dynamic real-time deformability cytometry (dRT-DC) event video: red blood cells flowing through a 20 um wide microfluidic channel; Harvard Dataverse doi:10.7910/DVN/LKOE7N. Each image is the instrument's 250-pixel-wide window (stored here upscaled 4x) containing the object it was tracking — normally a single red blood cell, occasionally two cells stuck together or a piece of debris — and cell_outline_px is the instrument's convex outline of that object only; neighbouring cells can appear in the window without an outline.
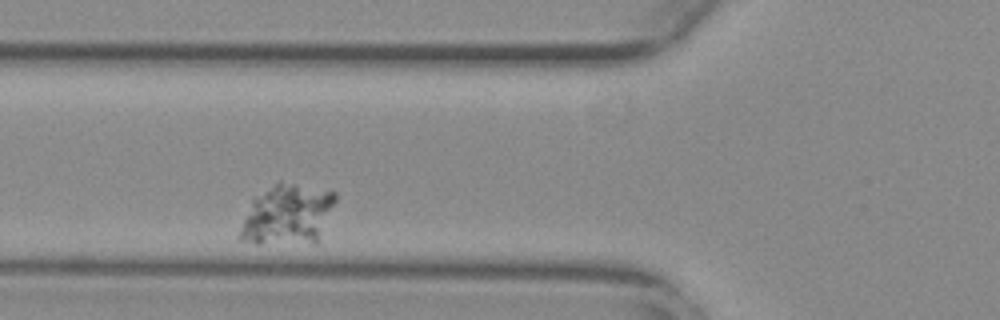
{"species": "common noctule bat (a hibernating species)", "species_latin": "Nyctalus noctula", "temperature_condition": "warm", "stored_images_in_passage": 32, "camera_frame_rate_fps": 3000, "um_per_image_px": 0.085, "animal": {"sex": "female", "body_mass_g": 29.2, "forearm_length_mm": 56.3}, "frame": {"image": 1, "passage_image": 5, "time_ms": 1.333, "image_size_px": [1000, 320], "cell_outline_px": [[336, 200], [316, 240], [260, 244], [256, 244], [240, 240], [236, 236], [252, 196], [280, 180], [336, 192]], "centroid_in_image_um": [24.32, 18.19], "position_along_channel_um": 101.5, "area_um2": 33.35}}
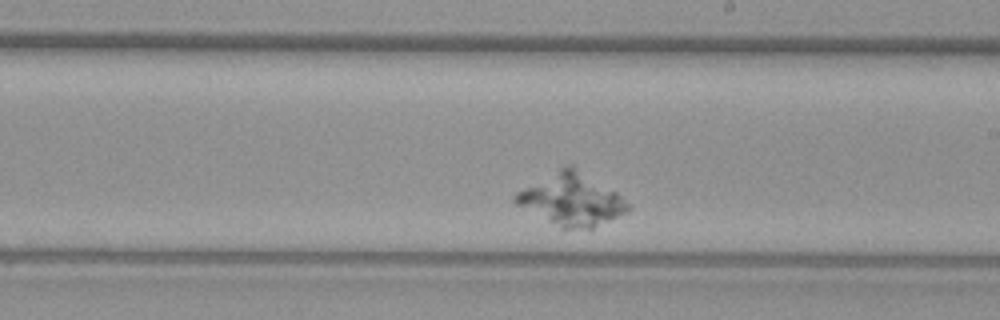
{"frame": {"image": 2, "passage_image": 18, "time_ms": 5.667, "image_size_px": [1000, 320], "cell_outline_px": [[632, 208], [628, 212], [592, 228], [560, 228], [516, 204], [512, 200], [512, 196], [516, 192], [564, 164], [572, 164], [616, 192], [632, 204]], "centroid_in_image_um": [48.59, 16.93], "position_along_channel_um": 240.4, "area_um2": 34.22}}
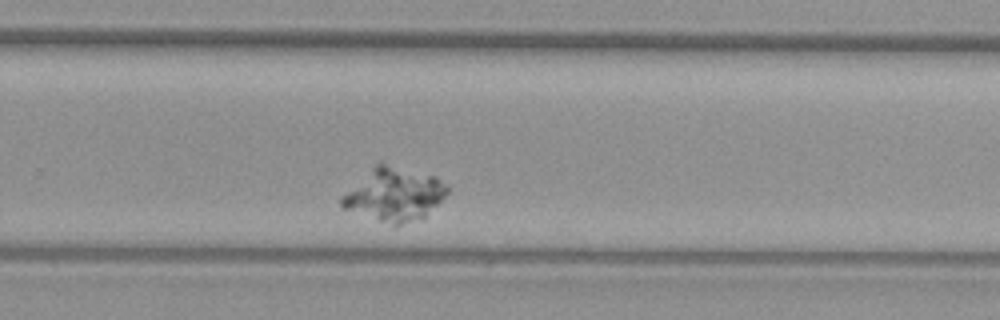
{"frame": {"image": 3, "passage_image": 23, "time_ms": 7.333, "image_size_px": [1000, 320], "cell_outline_px": [[452, 188], [424, 220], [400, 224], [392, 224], [344, 208], [340, 204], [340, 196], [380, 160], [384, 160], [436, 176], [448, 184]], "centroid_in_image_um": [33.58, 16.47], "position_along_channel_um": 296.2, "area_um2": 33.41}}